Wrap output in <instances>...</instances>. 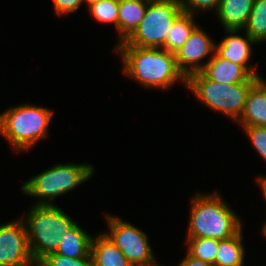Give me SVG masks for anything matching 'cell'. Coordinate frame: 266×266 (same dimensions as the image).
<instances>
[{
  "label": "cell",
  "instance_id": "cell-22",
  "mask_svg": "<svg viewBox=\"0 0 266 266\" xmlns=\"http://www.w3.org/2000/svg\"><path fill=\"white\" fill-rule=\"evenodd\" d=\"M93 18L100 23H113L118 31L119 0H101L88 5Z\"/></svg>",
  "mask_w": 266,
  "mask_h": 266
},
{
  "label": "cell",
  "instance_id": "cell-25",
  "mask_svg": "<svg viewBox=\"0 0 266 266\" xmlns=\"http://www.w3.org/2000/svg\"><path fill=\"white\" fill-rule=\"evenodd\" d=\"M221 0H180V5L183 12L192 14L195 16L197 11H211L217 12Z\"/></svg>",
  "mask_w": 266,
  "mask_h": 266
},
{
  "label": "cell",
  "instance_id": "cell-17",
  "mask_svg": "<svg viewBox=\"0 0 266 266\" xmlns=\"http://www.w3.org/2000/svg\"><path fill=\"white\" fill-rule=\"evenodd\" d=\"M91 256L92 266H132L104 233L92 238Z\"/></svg>",
  "mask_w": 266,
  "mask_h": 266
},
{
  "label": "cell",
  "instance_id": "cell-29",
  "mask_svg": "<svg viewBox=\"0 0 266 266\" xmlns=\"http://www.w3.org/2000/svg\"><path fill=\"white\" fill-rule=\"evenodd\" d=\"M265 223V224H264ZM263 223L261 234L266 237V222Z\"/></svg>",
  "mask_w": 266,
  "mask_h": 266
},
{
  "label": "cell",
  "instance_id": "cell-16",
  "mask_svg": "<svg viewBox=\"0 0 266 266\" xmlns=\"http://www.w3.org/2000/svg\"><path fill=\"white\" fill-rule=\"evenodd\" d=\"M92 238L93 236L77 223L67 234L61 236L55 253L69 258H92Z\"/></svg>",
  "mask_w": 266,
  "mask_h": 266
},
{
  "label": "cell",
  "instance_id": "cell-24",
  "mask_svg": "<svg viewBox=\"0 0 266 266\" xmlns=\"http://www.w3.org/2000/svg\"><path fill=\"white\" fill-rule=\"evenodd\" d=\"M242 128L256 152L266 161V127L246 126Z\"/></svg>",
  "mask_w": 266,
  "mask_h": 266
},
{
  "label": "cell",
  "instance_id": "cell-30",
  "mask_svg": "<svg viewBox=\"0 0 266 266\" xmlns=\"http://www.w3.org/2000/svg\"><path fill=\"white\" fill-rule=\"evenodd\" d=\"M98 1H101V0H85V3H86L87 5H89V4H92V3L98 2Z\"/></svg>",
  "mask_w": 266,
  "mask_h": 266
},
{
  "label": "cell",
  "instance_id": "cell-13",
  "mask_svg": "<svg viewBox=\"0 0 266 266\" xmlns=\"http://www.w3.org/2000/svg\"><path fill=\"white\" fill-rule=\"evenodd\" d=\"M242 127H266V79L261 78L250 90L237 120Z\"/></svg>",
  "mask_w": 266,
  "mask_h": 266
},
{
  "label": "cell",
  "instance_id": "cell-15",
  "mask_svg": "<svg viewBox=\"0 0 266 266\" xmlns=\"http://www.w3.org/2000/svg\"><path fill=\"white\" fill-rule=\"evenodd\" d=\"M151 0H119L118 43L125 41L138 27Z\"/></svg>",
  "mask_w": 266,
  "mask_h": 266
},
{
  "label": "cell",
  "instance_id": "cell-7",
  "mask_svg": "<svg viewBox=\"0 0 266 266\" xmlns=\"http://www.w3.org/2000/svg\"><path fill=\"white\" fill-rule=\"evenodd\" d=\"M182 12L180 0H151L138 27L124 42L133 47L163 48L173 22Z\"/></svg>",
  "mask_w": 266,
  "mask_h": 266
},
{
  "label": "cell",
  "instance_id": "cell-11",
  "mask_svg": "<svg viewBox=\"0 0 266 266\" xmlns=\"http://www.w3.org/2000/svg\"><path fill=\"white\" fill-rule=\"evenodd\" d=\"M225 32L227 35L215 45V52L220 57L243 66L252 76H260L257 70L249 65L252 55L251 45H255L256 42L246 33L245 37L238 35L237 33L241 30H225Z\"/></svg>",
  "mask_w": 266,
  "mask_h": 266
},
{
  "label": "cell",
  "instance_id": "cell-1",
  "mask_svg": "<svg viewBox=\"0 0 266 266\" xmlns=\"http://www.w3.org/2000/svg\"><path fill=\"white\" fill-rule=\"evenodd\" d=\"M127 77L145 88L169 89L180 80L186 87V78L179 71L175 54L163 48H141L128 46L124 41L115 45Z\"/></svg>",
  "mask_w": 266,
  "mask_h": 266
},
{
  "label": "cell",
  "instance_id": "cell-2",
  "mask_svg": "<svg viewBox=\"0 0 266 266\" xmlns=\"http://www.w3.org/2000/svg\"><path fill=\"white\" fill-rule=\"evenodd\" d=\"M222 196L196 192L191 201L186 238L224 240L236 235L243 227L240 217Z\"/></svg>",
  "mask_w": 266,
  "mask_h": 266
},
{
  "label": "cell",
  "instance_id": "cell-8",
  "mask_svg": "<svg viewBox=\"0 0 266 266\" xmlns=\"http://www.w3.org/2000/svg\"><path fill=\"white\" fill-rule=\"evenodd\" d=\"M105 216L109 232L104 234L119 248L132 266L160 265L155 260V254L145 232L120 217L106 213Z\"/></svg>",
  "mask_w": 266,
  "mask_h": 266
},
{
  "label": "cell",
  "instance_id": "cell-19",
  "mask_svg": "<svg viewBox=\"0 0 266 266\" xmlns=\"http://www.w3.org/2000/svg\"><path fill=\"white\" fill-rule=\"evenodd\" d=\"M194 18V15L182 12L173 22L163 49L173 54L178 52L198 26Z\"/></svg>",
  "mask_w": 266,
  "mask_h": 266
},
{
  "label": "cell",
  "instance_id": "cell-9",
  "mask_svg": "<svg viewBox=\"0 0 266 266\" xmlns=\"http://www.w3.org/2000/svg\"><path fill=\"white\" fill-rule=\"evenodd\" d=\"M34 265L22 218L0 225V266Z\"/></svg>",
  "mask_w": 266,
  "mask_h": 266
},
{
  "label": "cell",
  "instance_id": "cell-14",
  "mask_svg": "<svg viewBox=\"0 0 266 266\" xmlns=\"http://www.w3.org/2000/svg\"><path fill=\"white\" fill-rule=\"evenodd\" d=\"M255 0H221L216 12L224 30H243Z\"/></svg>",
  "mask_w": 266,
  "mask_h": 266
},
{
  "label": "cell",
  "instance_id": "cell-12",
  "mask_svg": "<svg viewBox=\"0 0 266 266\" xmlns=\"http://www.w3.org/2000/svg\"><path fill=\"white\" fill-rule=\"evenodd\" d=\"M209 80L221 84L258 82L261 76H252L243 66L220 57L216 52L201 71Z\"/></svg>",
  "mask_w": 266,
  "mask_h": 266
},
{
  "label": "cell",
  "instance_id": "cell-21",
  "mask_svg": "<svg viewBox=\"0 0 266 266\" xmlns=\"http://www.w3.org/2000/svg\"><path fill=\"white\" fill-rule=\"evenodd\" d=\"M219 240L211 238H186L187 253L211 265L215 262Z\"/></svg>",
  "mask_w": 266,
  "mask_h": 266
},
{
  "label": "cell",
  "instance_id": "cell-4",
  "mask_svg": "<svg viewBox=\"0 0 266 266\" xmlns=\"http://www.w3.org/2000/svg\"><path fill=\"white\" fill-rule=\"evenodd\" d=\"M53 112L35 104L12 106L0 114V134L15 152L31 149L48 136Z\"/></svg>",
  "mask_w": 266,
  "mask_h": 266
},
{
  "label": "cell",
  "instance_id": "cell-18",
  "mask_svg": "<svg viewBox=\"0 0 266 266\" xmlns=\"http://www.w3.org/2000/svg\"><path fill=\"white\" fill-rule=\"evenodd\" d=\"M242 229L233 237L219 240L213 266H237L244 264L245 248Z\"/></svg>",
  "mask_w": 266,
  "mask_h": 266
},
{
  "label": "cell",
  "instance_id": "cell-28",
  "mask_svg": "<svg viewBox=\"0 0 266 266\" xmlns=\"http://www.w3.org/2000/svg\"><path fill=\"white\" fill-rule=\"evenodd\" d=\"M256 180L259 186L261 187L260 189L263 193V197L266 200V176H259L256 178Z\"/></svg>",
  "mask_w": 266,
  "mask_h": 266
},
{
  "label": "cell",
  "instance_id": "cell-3",
  "mask_svg": "<svg viewBox=\"0 0 266 266\" xmlns=\"http://www.w3.org/2000/svg\"><path fill=\"white\" fill-rule=\"evenodd\" d=\"M27 231L28 246L36 264L51 253H55L61 236L76 224L57 205H32L26 216L21 217Z\"/></svg>",
  "mask_w": 266,
  "mask_h": 266
},
{
  "label": "cell",
  "instance_id": "cell-27",
  "mask_svg": "<svg viewBox=\"0 0 266 266\" xmlns=\"http://www.w3.org/2000/svg\"><path fill=\"white\" fill-rule=\"evenodd\" d=\"M177 266H213V265L203 262L202 260L197 259L187 253L185 258H183V260Z\"/></svg>",
  "mask_w": 266,
  "mask_h": 266
},
{
  "label": "cell",
  "instance_id": "cell-10",
  "mask_svg": "<svg viewBox=\"0 0 266 266\" xmlns=\"http://www.w3.org/2000/svg\"><path fill=\"white\" fill-rule=\"evenodd\" d=\"M215 41L198 25L185 44L175 53L179 71L187 79L191 74L201 72L207 62L204 58L215 53Z\"/></svg>",
  "mask_w": 266,
  "mask_h": 266
},
{
  "label": "cell",
  "instance_id": "cell-26",
  "mask_svg": "<svg viewBox=\"0 0 266 266\" xmlns=\"http://www.w3.org/2000/svg\"><path fill=\"white\" fill-rule=\"evenodd\" d=\"M52 2L55 13L60 17L78 11L85 0H52Z\"/></svg>",
  "mask_w": 266,
  "mask_h": 266
},
{
  "label": "cell",
  "instance_id": "cell-20",
  "mask_svg": "<svg viewBox=\"0 0 266 266\" xmlns=\"http://www.w3.org/2000/svg\"><path fill=\"white\" fill-rule=\"evenodd\" d=\"M245 33L257 44L266 41V0H255L247 23Z\"/></svg>",
  "mask_w": 266,
  "mask_h": 266
},
{
  "label": "cell",
  "instance_id": "cell-5",
  "mask_svg": "<svg viewBox=\"0 0 266 266\" xmlns=\"http://www.w3.org/2000/svg\"><path fill=\"white\" fill-rule=\"evenodd\" d=\"M94 174L91 164H55L22 184V192L37 197L36 205H54L56 197L74 190Z\"/></svg>",
  "mask_w": 266,
  "mask_h": 266
},
{
  "label": "cell",
  "instance_id": "cell-23",
  "mask_svg": "<svg viewBox=\"0 0 266 266\" xmlns=\"http://www.w3.org/2000/svg\"><path fill=\"white\" fill-rule=\"evenodd\" d=\"M37 266H92V258H69L51 253L43 258Z\"/></svg>",
  "mask_w": 266,
  "mask_h": 266
},
{
  "label": "cell",
  "instance_id": "cell-6",
  "mask_svg": "<svg viewBox=\"0 0 266 266\" xmlns=\"http://www.w3.org/2000/svg\"><path fill=\"white\" fill-rule=\"evenodd\" d=\"M256 83L221 84L209 80L202 72L191 74L186 80L187 88L202 104L235 122L244 109L249 90Z\"/></svg>",
  "mask_w": 266,
  "mask_h": 266
}]
</instances>
